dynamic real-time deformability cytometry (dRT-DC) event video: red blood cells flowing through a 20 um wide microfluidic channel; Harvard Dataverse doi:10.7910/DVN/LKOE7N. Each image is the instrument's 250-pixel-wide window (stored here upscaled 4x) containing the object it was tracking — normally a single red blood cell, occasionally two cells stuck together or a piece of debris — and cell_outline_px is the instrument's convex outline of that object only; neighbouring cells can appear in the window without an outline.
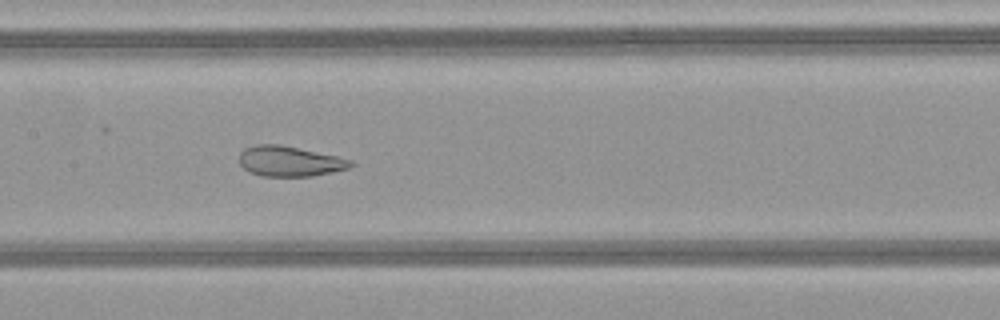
{"species": "common noctule bat (a hibernating species)", "species_latin": "Nyctalus noctula", "temperature_condition": "warm", "stored_images_in_passage": 51, "camera_frame_rate_fps": 3000, "um_per_image_px": 0.085, "animal": {"sex": "female", "body_mass_g": 21.9}, "frame": {"image": 1, "passage_image": 25, "time_ms": 8.0, "image_size_px": [1000, 320], "cell_outline_px": [[356, 164], [348, 168], [332, 172], [312, 176], [260, 176], [248, 172], [240, 164], [240, 152], [244, 148], [256, 144], [280, 144], [336, 156], [352, 160]], "centroid_in_image_um": [24.6, 13.71], "position_along_channel_um": 182.8, "area_um2": 19.71}}
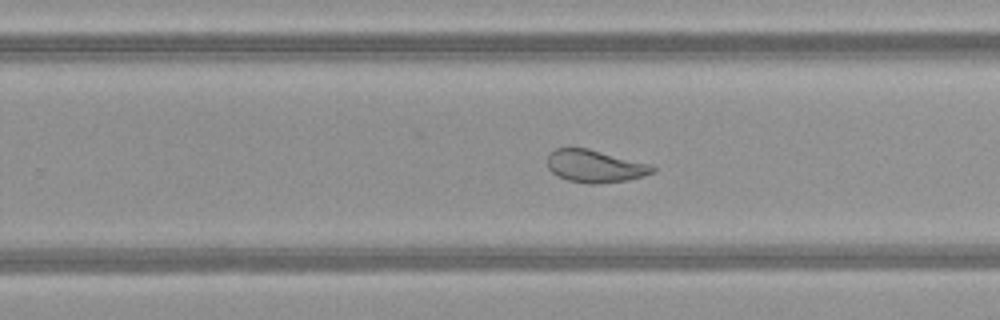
{"frame": {"image": 2, "passage_image": 32, "time_ms": 10.333, "image_size_px": [1000, 320], "cell_outline_px": [[656, 172], [644, 176], [628, 180], [596, 184], [588, 184], [568, 180], [552, 172], [548, 168], [548, 156], [556, 148], [588, 148], [652, 164], [656, 168]], "centroid_in_image_um": [50.64, 14.13], "position_along_channel_um": 279.2, "area_um2": 20.0}}
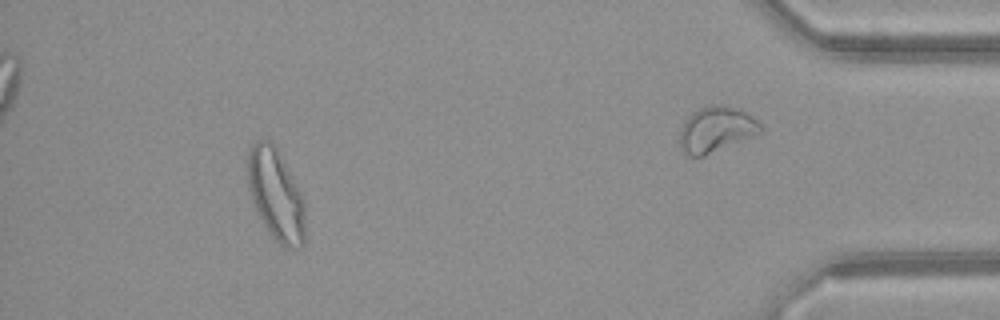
{"frame": {"image": 3, "passage_image": 46, "time_ms": 15.0, "image_size_px": [1000, 320], "cell_outline_px": [[304, 244], [300, 248], [284, 248], [272, 236], [256, 212], [252, 204], [248, 188], [248, 144], [256, 140], [272, 140], [304, 200]], "centroid_in_image_um": [23.41, 16.54], "position_along_channel_um": 411.8, "area_um2": 30.63}, "authors_computed_cell_mechanics": {"area_um2": 27.3394, "velocity_mm_per_s": 4.1523, "shape_relaxation_time_tau1_ms": 5.1338, "shape_relaxation_time_tau2_ms": 0.9959, "deformation_change_tau1": 0.1142, "deformation_change_tau2": 0.0621}}